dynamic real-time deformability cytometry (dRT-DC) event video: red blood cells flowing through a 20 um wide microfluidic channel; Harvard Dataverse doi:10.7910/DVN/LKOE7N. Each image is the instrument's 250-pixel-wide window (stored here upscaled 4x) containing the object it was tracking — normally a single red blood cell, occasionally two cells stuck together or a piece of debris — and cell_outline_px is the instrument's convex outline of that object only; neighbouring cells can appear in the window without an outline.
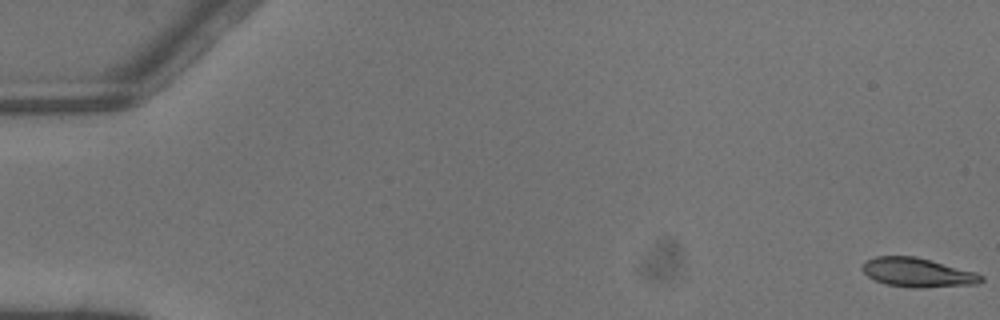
{"species": "common noctule bat (a hibernating species)", "species_latin": "Nyctalus noctula", "temperature_condition": "warm", "stored_images_in_passage": 4, "camera_frame_rate_fps": 3000, "um_per_image_px": 0.085, "animal": {"sex": "male", "body_mass_g": 13.3}, "frame": {"image": 1, "passage_image": 1, "time_ms": 0.0, "image_size_px": [1000, 320], "cell_outline_px": [[984, 280], [976, 284], [924, 288], [908, 288], [884, 284], [868, 276], [860, 268], [864, 260], [876, 256], [916, 256], [976, 272], [984, 276]], "centroid_in_image_um": [77.98, 23.17], "position_along_channel_um": 7.0, "area_um2": 20.46}}
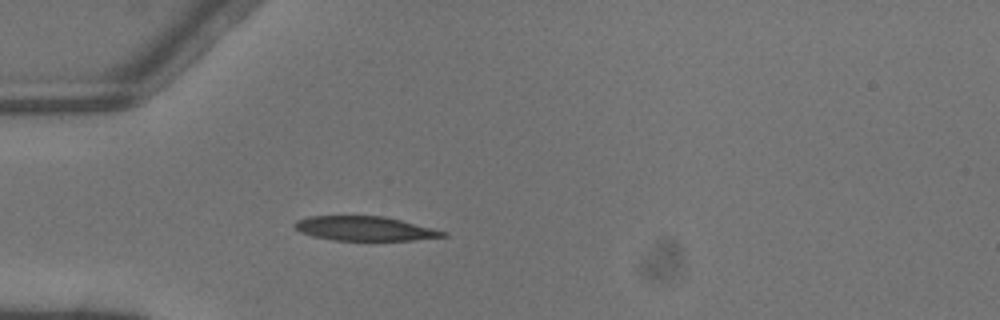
{"frame": {"image": 2, "passage_image": 4, "time_ms": 1.0, "image_size_px": [1000, 320], "cell_outline_px": [[448, 236], [412, 240], [332, 240], [312, 236], [300, 232], [292, 224], [296, 220], [308, 216], [384, 216], [448, 232]], "centroid_in_image_um": [30.97, 19.42], "position_along_channel_um": 54.0, "area_um2": 20.98}}